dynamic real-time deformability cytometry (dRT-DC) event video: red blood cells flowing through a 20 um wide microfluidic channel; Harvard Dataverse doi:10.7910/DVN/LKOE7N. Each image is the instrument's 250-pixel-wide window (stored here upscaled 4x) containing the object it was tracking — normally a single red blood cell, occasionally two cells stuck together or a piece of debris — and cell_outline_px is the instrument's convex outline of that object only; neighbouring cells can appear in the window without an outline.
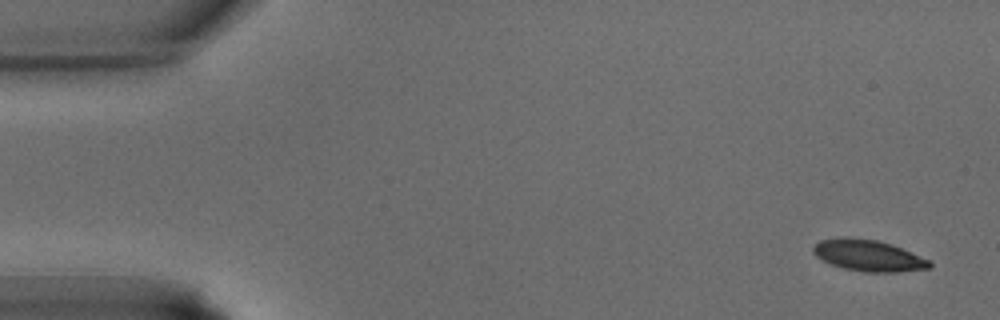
{"species": "common noctule bat (a hibernating species)", "species_latin": "Nyctalus noctula", "temperature_condition": "warm", "stored_images_in_passage": 15, "camera_frame_rate_fps": 3000, "um_per_image_px": 0.085, "animal": {"sex": "male", "body_mass_g": 15.6}, "frame": {"image": 1, "passage_image": 1, "time_ms": 0.0, "image_size_px": [1000, 320], "cell_outline_px": [[932, 268], [896, 272], [864, 272], [844, 268], [832, 264], [816, 256], [812, 252], [812, 248], [820, 240], [836, 236], [844, 236], [876, 240], [892, 244], [928, 260], [932, 264]], "centroid_in_image_um": [73.78, 21.7], "position_along_channel_um": 11.2, "area_um2": 21.21}}
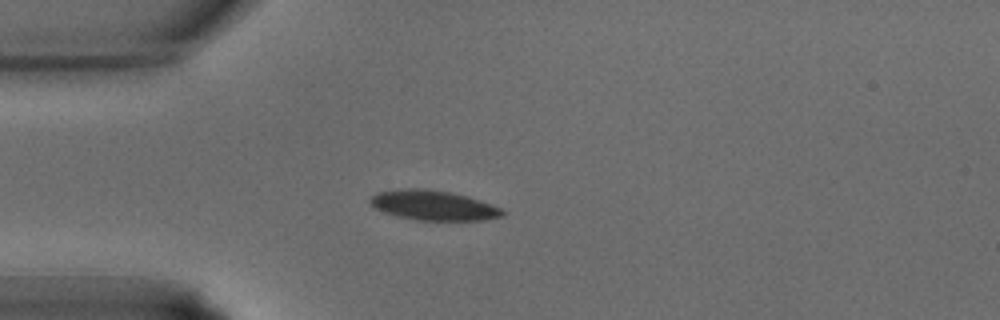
{"frame": {"image": 2, "passage_image": 9, "time_ms": 2.667, "image_size_px": [1000, 320], "cell_outline_px": [[504, 216], [484, 220], [416, 220], [384, 212], [376, 208], [368, 200], [376, 192], [400, 188], [424, 188], [448, 192], [468, 196], [500, 208], [504, 212]], "centroid_in_image_um": [36.82, 17.44], "position_along_channel_um": 48.2, "area_um2": 22.83}}
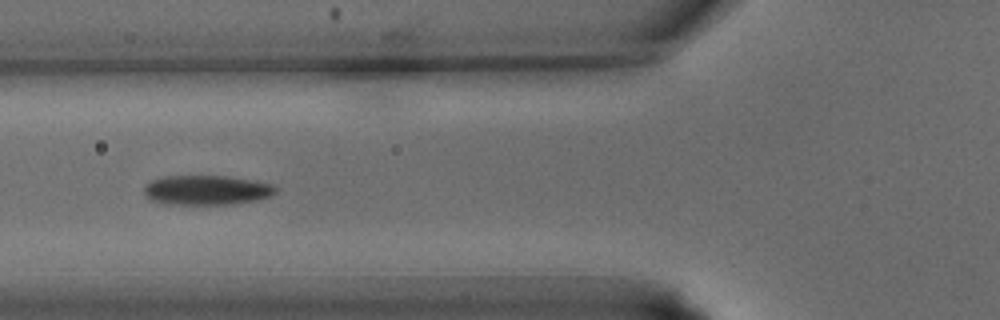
{"frame": {"image": 3, "passage_image": 13, "time_ms": 4.0, "image_size_px": [1000, 320], "cell_outline_px": [[280, 188], [272, 196], [256, 200], [232, 204], [164, 204], [152, 200], [144, 192], [144, 188], [152, 180], [164, 176], [228, 176], [256, 180], [276, 184]], "centroid_in_image_um": [17.67, 16.15], "position_along_channel_um": 108.1, "area_um2": 22.95}}